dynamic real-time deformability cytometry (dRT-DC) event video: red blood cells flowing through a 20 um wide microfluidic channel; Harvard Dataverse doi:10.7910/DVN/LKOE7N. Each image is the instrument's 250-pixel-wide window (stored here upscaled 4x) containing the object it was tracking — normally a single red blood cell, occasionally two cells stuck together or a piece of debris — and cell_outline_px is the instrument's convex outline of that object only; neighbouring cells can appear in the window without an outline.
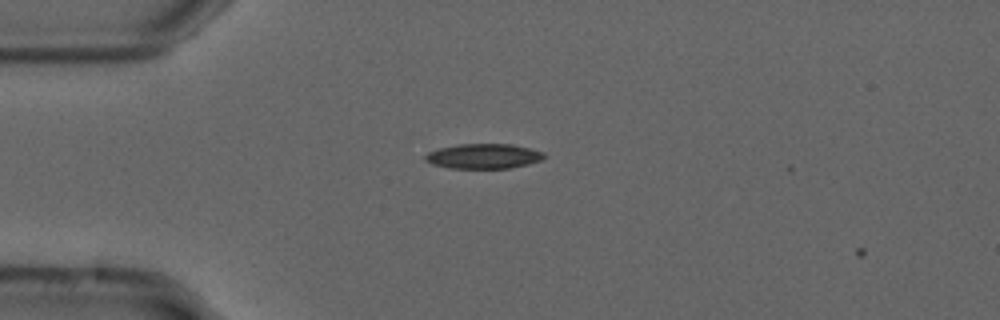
{"species": "common noctule bat (a hibernating species)", "species_latin": "Nyctalus noctula", "temperature_condition": "cold", "stored_images_in_passage": 6, "camera_frame_rate_fps": 3000, "um_per_image_px": 0.085, "animal": {"sex": "male", "forearm_length_mm": 52.5}, "frame": {"image": 1, "passage_image": 5, "time_ms": 1.333, "image_size_px": [1000, 320], "cell_outline_px": [[544, 156], [540, 160], [528, 164], [508, 168], [448, 168], [432, 164], [424, 160], [424, 156], [428, 152], [440, 148], [460, 144], [512, 144], [544, 152]], "centroid_in_image_um": [41.06, 13.28], "position_along_channel_um": 43.9, "area_um2": 17.11}}